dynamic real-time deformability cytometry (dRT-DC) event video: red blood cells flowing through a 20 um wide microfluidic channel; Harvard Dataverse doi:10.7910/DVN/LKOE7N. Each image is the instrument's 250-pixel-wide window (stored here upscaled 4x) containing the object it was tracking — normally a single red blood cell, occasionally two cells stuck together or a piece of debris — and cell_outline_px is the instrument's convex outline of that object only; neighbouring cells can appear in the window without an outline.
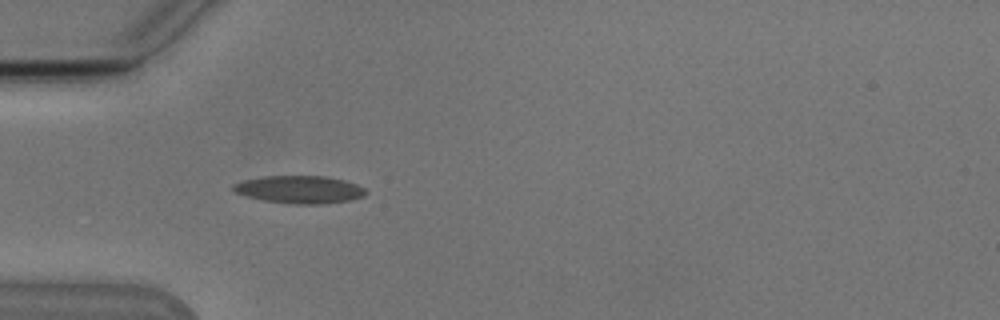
{"species": "Egyptian fruit bat (a non-hibernating species)", "species_latin": "Rousettus aegyptiacus", "temperature_condition": "cold", "stored_images_in_passage": 4, "camera_frame_rate_fps": 3000, "um_per_image_px": 0.085, "animal": {"sex": "male"}, "frame": {"image": 1, "passage_image": 1, "time_ms": 0.0, "image_size_px": [1000, 320], "cell_outline_px": [[368, 192], [364, 196], [352, 200], [320, 204], [288, 204], [264, 200], [248, 196], [236, 192], [232, 188], [232, 184], [244, 180], [264, 176], [324, 176], [344, 180], [356, 184], [364, 188]], "centroid_in_image_um": [25.49, 16.11], "position_along_channel_um": 59.5, "area_um2": 21.33}}
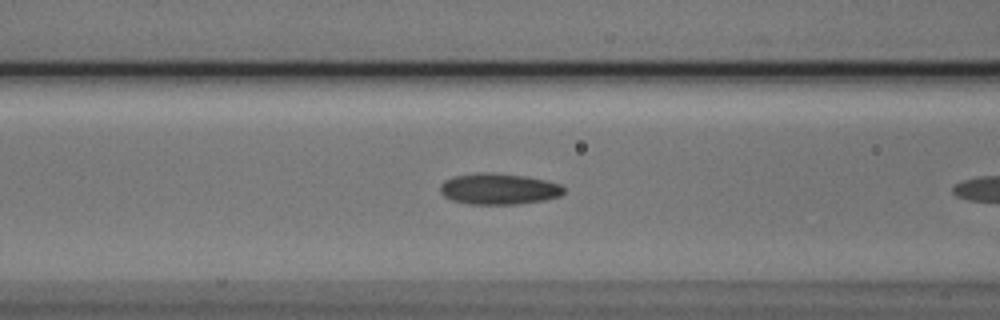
{"frame": {"image": 2, "passage_image": 3, "time_ms": 0.667, "image_size_px": [1000, 320], "cell_outline_px": [[564, 192], [560, 196], [544, 200], [516, 204], [468, 204], [452, 200], [444, 196], [440, 192], [440, 184], [444, 180], [452, 176], [480, 172], [492, 172], [524, 176], [544, 180], [560, 184], [564, 188]], "centroid_in_image_um": [42.36, 16.05], "position_along_channel_um": 124.2, "area_um2": 22.48}}